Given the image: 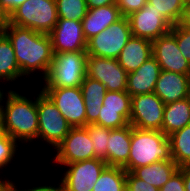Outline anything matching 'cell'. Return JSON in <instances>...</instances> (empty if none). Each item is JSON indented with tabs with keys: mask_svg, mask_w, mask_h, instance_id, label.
<instances>
[{
	"mask_svg": "<svg viewBox=\"0 0 190 191\" xmlns=\"http://www.w3.org/2000/svg\"><path fill=\"white\" fill-rule=\"evenodd\" d=\"M12 43L15 57L24 83L33 75L43 79L51 67L54 52L49 34L36 32L29 28L19 27L8 22L4 33ZM37 71V72H36ZM39 74V75H38Z\"/></svg>",
	"mask_w": 190,
	"mask_h": 191,
	"instance_id": "1",
	"label": "cell"
},
{
	"mask_svg": "<svg viewBox=\"0 0 190 191\" xmlns=\"http://www.w3.org/2000/svg\"><path fill=\"white\" fill-rule=\"evenodd\" d=\"M29 95L25 96L22 90H17V87L14 89V86L2 91L4 131L19 145L22 144L20 146H23V149H26L28 144L30 147L37 144V92L36 96L31 93Z\"/></svg>",
	"mask_w": 190,
	"mask_h": 191,
	"instance_id": "2",
	"label": "cell"
},
{
	"mask_svg": "<svg viewBox=\"0 0 190 191\" xmlns=\"http://www.w3.org/2000/svg\"><path fill=\"white\" fill-rule=\"evenodd\" d=\"M170 142L160 130H142L131 126V145L128 162L123 168H135L162 160H171Z\"/></svg>",
	"mask_w": 190,
	"mask_h": 191,
	"instance_id": "3",
	"label": "cell"
},
{
	"mask_svg": "<svg viewBox=\"0 0 190 191\" xmlns=\"http://www.w3.org/2000/svg\"><path fill=\"white\" fill-rule=\"evenodd\" d=\"M87 75L86 51L54 53L40 88L80 87Z\"/></svg>",
	"mask_w": 190,
	"mask_h": 191,
	"instance_id": "4",
	"label": "cell"
},
{
	"mask_svg": "<svg viewBox=\"0 0 190 191\" xmlns=\"http://www.w3.org/2000/svg\"><path fill=\"white\" fill-rule=\"evenodd\" d=\"M37 92L38 135L37 142L50 151L67 136L72 126L61 115L51 99L40 89ZM41 141V142H39ZM52 149V150H51Z\"/></svg>",
	"mask_w": 190,
	"mask_h": 191,
	"instance_id": "5",
	"label": "cell"
},
{
	"mask_svg": "<svg viewBox=\"0 0 190 191\" xmlns=\"http://www.w3.org/2000/svg\"><path fill=\"white\" fill-rule=\"evenodd\" d=\"M55 0H27L9 15V23L49 34L57 24Z\"/></svg>",
	"mask_w": 190,
	"mask_h": 191,
	"instance_id": "6",
	"label": "cell"
},
{
	"mask_svg": "<svg viewBox=\"0 0 190 191\" xmlns=\"http://www.w3.org/2000/svg\"><path fill=\"white\" fill-rule=\"evenodd\" d=\"M132 37L127 17L112 23L101 33L87 41V55L117 59L120 52Z\"/></svg>",
	"mask_w": 190,
	"mask_h": 191,
	"instance_id": "7",
	"label": "cell"
},
{
	"mask_svg": "<svg viewBox=\"0 0 190 191\" xmlns=\"http://www.w3.org/2000/svg\"><path fill=\"white\" fill-rule=\"evenodd\" d=\"M54 166L53 171L60 170L61 174L58 173L59 179L57 180L69 191H92L107 163L104 160L94 158L70 164H54ZM61 167L64 172H61Z\"/></svg>",
	"mask_w": 190,
	"mask_h": 191,
	"instance_id": "8",
	"label": "cell"
},
{
	"mask_svg": "<svg viewBox=\"0 0 190 191\" xmlns=\"http://www.w3.org/2000/svg\"><path fill=\"white\" fill-rule=\"evenodd\" d=\"M93 144L84 127H72L67 136L53 150L52 164H70L94 159Z\"/></svg>",
	"mask_w": 190,
	"mask_h": 191,
	"instance_id": "9",
	"label": "cell"
},
{
	"mask_svg": "<svg viewBox=\"0 0 190 191\" xmlns=\"http://www.w3.org/2000/svg\"><path fill=\"white\" fill-rule=\"evenodd\" d=\"M72 127L86 126L85 103L81 87L40 88Z\"/></svg>",
	"mask_w": 190,
	"mask_h": 191,
	"instance_id": "10",
	"label": "cell"
},
{
	"mask_svg": "<svg viewBox=\"0 0 190 191\" xmlns=\"http://www.w3.org/2000/svg\"><path fill=\"white\" fill-rule=\"evenodd\" d=\"M165 103L153 92L131 97L129 124L142 130H160Z\"/></svg>",
	"mask_w": 190,
	"mask_h": 191,
	"instance_id": "11",
	"label": "cell"
},
{
	"mask_svg": "<svg viewBox=\"0 0 190 191\" xmlns=\"http://www.w3.org/2000/svg\"><path fill=\"white\" fill-rule=\"evenodd\" d=\"M132 36L154 41L171 31L173 25L148 3L127 16Z\"/></svg>",
	"mask_w": 190,
	"mask_h": 191,
	"instance_id": "12",
	"label": "cell"
},
{
	"mask_svg": "<svg viewBox=\"0 0 190 191\" xmlns=\"http://www.w3.org/2000/svg\"><path fill=\"white\" fill-rule=\"evenodd\" d=\"M87 76L100 81L107 91H126L128 73L117 59L87 55Z\"/></svg>",
	"mask_w": 190,
	"mask_h": 191,
	"instance_id": "13",
	"label": "cell"
},
{
	"mask_svg": "<svg viewBox=\"0 0 190 191\" xmlns=\"http://www.w3.org/2000/svg\"><path fill=\"white\" fill-rule=\"evenodd\" d=\"M131 115V96L126 91H107L97 125L119 129L129 125Z\"/></svg>",
	"mask_w": 190,
	"mask_h": 191,
	"instance_id": "14",
	"label": "cell"
},
{
	"mask_svg": "<svg viewBox=\"0 0 190 191\" xmlns=\"http://www.w3.org/2000/svg\"><path fill=\"white\" fill-rule=\"evenodd\" d=\"M152 53L161 70L190 75V63L182 55L171 32L152 41Z\"/></svg>",
	"mask_w": 190,
	"mask_h": 191,
	"instance_id": "15",
	"label": "cell"
},
{
	"mask_svg": "<svg viewBox=\"0 0 190 191\" xmlns=\"http://www.w3.org/2000/svg\"><path fill=\"white\" fill-rule=\"evenodd\" d=\"M54 53L86 51L87 40L83 34L82 22L58 19L49 33Z\"/></svg>",
	"mask_w": 190,
	"mask_h": 191,
	"instance_id": "16",
	"label": "cell"
},
{
	"mask_svg": "<svg viewBox=\"0 0 190 191\" xmlns=\"http://www.w3.org/2000/svg\"><path fill=\"white\" fill-rule=\"evenodd\" d=\"M154 93L165 105L190 97V75L162 70Z\"/></svg>",
	"mask_w": 190,
	"mask_h": 191,
	"instance_id": "17",
	"label": "cell"
},
{
	"mask_svg": "<svg viewBox=\"0 0 190 191\" xmlns=\"http://www.w3.org/2000/svg\"><path fill=\"white\" fill-rule=\"evenodd\" d=\"M161 71L156 59L150 57L138 69L128 74L126 92L131 97L153 93Z\"/></svg>",
	"mask_w": 190,
	"mask_h": 191,
	"instance_id": "18",
	"label": "cell"
},
{
	"mask_svg": "<svg viewBox=\"0 0 190 191\" xmlns=\"http://www.w3.org/2000/svg\"><path fill=\"white\" fill-rule=\"evenodd\" d=\"M122 17L123 15L117 4L88 9L86 16L81 21L83 34L86 40L88 41L92 37L101 33Z\"/></svg>",
	"mask_w": 190,
	"mask_h": 191,
	"instance_id": "19",
	"label": "cell"
},
{
	"mask_svg": "<svg viewBox=\"0 0 190 191\" xmlns=\"http://www.w3.org/2000/svg\"><path fill=\"white\" fill-rule=\"evenodd\" d=\"M152 56V41L132 36L120 52L117 61L129 74Z\"/></svg>",
	"mask_w": 190,
	"mask_h": 191,
	"instance_id": "20",
	"label": "cell"
},
{
	"mask_svg": "<svg viewBox=\"0 0 190 191\" xmlns=\"http://www.w3.org/2000/svg\"><path fill=\"white\" fill-rule=\"evenodd\" d=\"M131 125L110 129L107 143V166L123 167L129 159Z\"/></svg>",
	"mask_w": 190,
	"mask_h": 191,
	"instance_id": "21",
	"label": "cell"
},
{
	"mask_svg": "<svg viewBox=\"0 0 190 191\" xmlns=\"http://www.w3.org/2000/svg\"><path fill=\"white\" fill-rule=\"evenodd\" d=\"M80 87L85 103L86 126L96 124L107 89L100 81L92 79L87 75Z\"/></svg>",
	"mask_w": 190,
	"mask_h": 191,
	"instance_id": "22",
	"label": "cell"
},
{
	"mask_svg": "<svg viewBox=\"0 0 190 191\" xmlns=\"http://www.w3.org/2000/svg\"><path fill=\"white\" fill-rule=\"evenodd\" d=\"M24 77L17 63L12 43L5 34L0 36V83L6 82L9 87L12 86L11 83L13 85L15 83L16 87V83Z\"/></svg>",
	"mask_w": 190,
	"mask_h": 191,
	"instance_id": "23",
	"label": "cell"
},
{
	"mask_svg": "<svg viewBox=\"0 0 190 191\" xmlns=\"http://www.w3.org/2000/svg\"><path fill=\"white\" fill-rule=\"evenodd\" d=\"M190 124V97L165 105L161 131L169 136Z\"/></svg>",
	"mask_w": 190,
	"mask_h": 191,
	"instance_id": "24",
	"label": "cell"
},
{
	"mask_svg": "<svg viewBox=\"0 0 190 191\" xmlns=\"http://www.w3.org/2000/svg\"><path fill=\"white\" fill-rule=\"evenodd\" d=\"M178 169L179 166L171 159L135 168L132 173L136 177L160 189Z\"/></svg>",
	"mask_w": 190,
	"mask_h": 191,
	"instance_id": "25",
	"label": "cell"
},
{
	"mask_svg": "<svg viewBox=\"0 0 190 191\" xmlns=\"http://www.w3.org/2000/svg\"><path fill=\"white\" fill-rule=\"evenodd\" d=\"M171 158L179 167L190 166V124L168 136Z\"/></svg>",
	"mask_w": 190,
	"mask_h": 191,
	"instance_id": "26",
	"label": "cell"
},
{
	"mask_svg": "<svg viewBox=\"0 0 190 191\" xmlns=\"http://www.w3.org/2000/svg\"><path fill=\"white\" fill-rule=\"evenodd\" d=\"M92 191H126V170L123 167L106 166Z\"/></svg>",
	"mask_w": 190,
	"mask_h": 191,
	"instance_id": "27",
	"label": "cell"
},
{
	"mask_svg": "<svg viewBox=\"0 0 190 191\" xmlns=\"http://www.w3.org/2000/svg\"><path fill=\"white\" fill-rule=\"evenodd\" d=\"M19 147L20 146L18 145V143L12 137H10L7 132H0V176H2L3 178H11V176L7 174V168H10V170H12L11 167H15L13 169L16 170V166H13V164L15 165L16 163L17 165L18 162H15V160H22L20 157L23 156H21L22 154H19L22 153L19 151L21 147ZM17 156L20 157L17 158ZM1 171L6 174L2 173Z\"/></svg>",
	"mask_w": 190,
	"mask_h": 191,
	"instance_id": "28",
	"label": "cell"
},
{
	"mask_svg": "<svg viewBox=\"0 0 190 191\" xmlns=\"http://www.w3.org/2000/svg\"><path fill=\"white\" fill-rule=\"evenodd\" d=\"M59 19L82 21L88 7L85 0H55Z\"/></svg>",
	"mask_w": 190,
	"mask_h": 191,
	"instance_id": "29",
	"label": "cell"
},
{
	"mask_svg": "<svg viewBox=\"0 0 190 191\" xmlns=\"http://www.w3.org/2000/svg\"><path fill=\"white\" fill-rule=\"evenodd\" d=\"M147 3L174 26L181 18L185 0H147Z\"/></svg>",
	"mask_w": 190,
	"mask_h": 191,
	"instance_id": "30",
	"label": "cell"
},
{
	"mask_svg": "<svg viewBox=\"0 0 190 191\" xmlns=\"http://www.w3.org/2000/svg\"><path fill=\"white\" fill-rule=\"evenodd\" d=\"M93 141L95 158L104 160L107 163V143L110 128L97 124H90L84 127Z\"/></svg>",
	"mask_w": 190,
	"mask_h": 191,
	"instance_id": "31",
	"label": "cell"
},
{
	"mask_svg": "<svg viewBox=\"0 0 190 191\" xmlns=\"http://www.w3.org/2000/svg\"><path fill=\"white\" fill-rule=\"evenodd\" d=\"M170 32L175 36L182 55L190 63V28L176 24L171 28Z\"/></svg>",
	"mask_w": 190,
	"mask_h": 191,
	"instance_id": "32",
	"label": "cell"
},
{
	"mask_svg": "<svg viewBox=\"0 0 190 191\" xmlns=\"http://www.w3.org/2000/svg\"><path fill=\"white\" fill-rule=\"evenodd\" d=\"M126 191H159V189L136 177L132 172L126 171Z\"/></svg>",
	"mask_w": 190,
	"mask_h": 191,
	"instance_id": "33",
	"label": "cell"
},
{
	"mask_svg": "<svg viewBox=\"0 0 190 191\" xmlns=\"http://www.w3.org/2000/svg\"><path fill=\"white\" fill-rule=\"evenodd\" d=\"M159 191H185L183 180V167H179V169L159 189Z\"/></svg>",
	"mask_w": 190,
	"mask_h": 191,
	"instance_id": "34",
	"label": "cell"
},
{
	"mask_svg": "<svg viewBox=\"0 0 190 191\" xmlns=\"http://www.w3.org/2000/svg\"><path fill=\"white\" fill-rule=\"evenodd\" d=\"M147 3V0H116V4L123 16L127 17L131 13L139 11Z\"/></svg>",
	"mask_w": 190,
	"mask_h": 191,
	"instance_id": "35",
	"label": "cell"
},
{
	"mask_svg": "<svg viewBox=\"0 0 190 191\" xmlns=\"http://www.w3.org/2000/svg\"><path fill=\"white\" fill-rule=\"evenodd\" d=\"M14 178L15 177L12 176L11 178H3L1 180V191H43L42 184H40L41 182L38 183L39 185H32V187L27 186V183L26 187L23 189V185L18 186L19 183L14 182L16 181Z\"/></svg>",
	"mask_w": 190,
	"mask_h": 191,
	"instance_id": "36",
	"label": "cell"
},
{
	"mask_svg": "<svg viewBox=\"0 0 190 191\" xmlns=\"http://www.w3.org/2000/svg\"><path fill=\"white\" fill-rule=\"evenodd\" d=\"M27 0H0V9L8 16Z\"/></svg>",
	"mask_w": 190,
	"mask_h": 191,
	"instance_id": "37",
	"label": "cell"
},
{
	"mask_svg": "<svg viewBox=\"0 0 190 191\" xmlns=\"http://www.w3.org/2000/svg\"><path fill=\"white\" fill-rule=\"evenodd\" d=\"M55 178H56L55 180H53L51 178H50V180L47 179L46 183L44 181L42 182L43 183L42 184L43 191H69L63 184H61L57 180V177H55Z\"/></svg>",
	"mask_w": 190,
	"mask_h": 191,
	"instance_id": "38",
	"label": "cell"
},
{
	"mask_svg": "<svg viewBox=\"0 0 190 191\" xmlns=\"http://www.w3.org/2000/svg\"><path fill=\"white\" fill-rule=\"evenodd\" d=\"M178 24L190 28V0H185L183 12Z\"/></svg>",
	"mask_w": 190,
	"mask_h": 191,
	"instance_id": "39",
	"label": "cell"
},
{
	"mask_svg": "<svg viewBox=\"0 0 190 191\" xmlns=\"http://www.w3.org/2000/svg\"><path fill=\"white\" fill-rule=\"evenodd\" d=\"M88 9L116 4V0H85Z\"/></svg>",
	"mask_w": 190,
	"mask_h": 191,
	"instance_id": "40",
	"label": "cell"
},
{
	"mask_svg": "<svg viewBox=\"0 0 190 191\" xmlns=\"http://www.w3.org/2000/svg\"><path fill=\"white\" fill-rule=\"evenodd\" d=\"M9 22V16L0 9V36L4 35Z\"/></svg>",
	"mask_w": 190,
	"mask_h": 191,
	"instance_id": "41",
	"label": "cell"
},
{
	"mask_svg": "<svg viewBox=\"0 0 190 191\" xmlns=\"http://www.w3.org/2000/svg\"><path fill=\"white\" fill-rule=\"evenodd\" d=\"M183 180L185 191H190V166L183 167Z\"/></svg>",
	"mask_w": 190,
	"mask_h": 191,
	"instance_id": "42",
	"label": "cell"
},
{
	"mask_svg": "<svg viewBox=\"0 0 190 191\" xmlns=\"http://www.w3.org/2000/svg\"><path fill=\"white\" fill-rule=\"evenodd\" d=\"M0 132H4L3 128V110H2V93L0 96Z\"/></svg>",
	"mask_w": 190,
	"mask_h": 191,
	"instance_id": "43",
	"label": "cell"
},
{
	"mask_svg": "<svg viewBox=\"0 0 190 191\" xmlns=\"http://www.w3.org/2000/svg\"><path fill=\"white\" fill-rule=\"evenodd\" d=\"M3 87V85L2 86H0V96H1V93H2V91L5 89L4 87Z\"/></svg>",
	"mask_w": 190,
	"mask_h": 191,
	"instance_id": "44",
	"label": "cell"
}]
</instances>
